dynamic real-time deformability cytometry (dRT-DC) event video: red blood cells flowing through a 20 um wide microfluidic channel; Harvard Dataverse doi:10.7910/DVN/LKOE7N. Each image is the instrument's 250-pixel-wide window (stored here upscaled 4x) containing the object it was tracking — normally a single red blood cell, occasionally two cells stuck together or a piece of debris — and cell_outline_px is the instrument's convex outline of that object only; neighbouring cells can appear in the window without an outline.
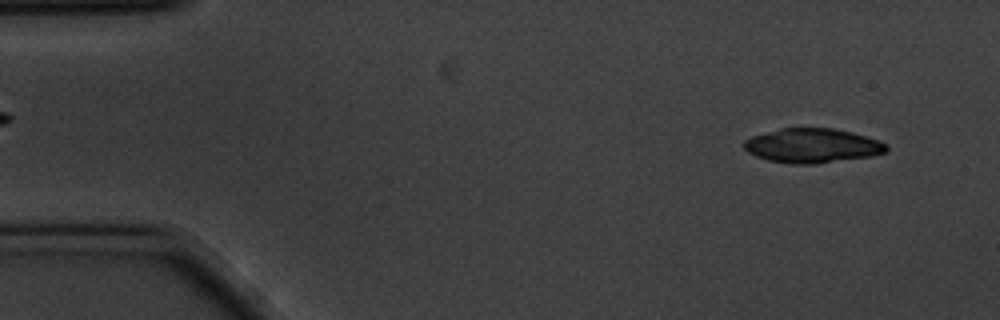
{"species": "common noctule bat (a hibernating species)", "species_latin": "Nyctalus noctula", "temperature_condition": "cold", "stored_images_in_passage": 55, "camera_frame_rate_fps": 3000, "um_per_image_px": 0.085, "animal": {"sex": "male", "body_mass_g": 20.1, "forearm_length_mm": 53.5}, "frame": {"image": 1, "passage_image": 4, "time_ms": 1.0, "image_size_px": [1000, 320], "cell_outline_px": [[888, 148], [884, 152], [872, 156], [812, 164], [792, 164], [768, 160], [756, 156], [748, 152], [744, 148], [744, 140], [752, 136], [780, 128], [832, 128], [852, 132], [880, 140]], "centroid_in_image_um": [69.03, 12.37], "position_along_channel_um": 16.0, "area_um2": 28.38}, "authors_computed_cell_mechanics": {"area_um2": 29.5936, "velocity_mm_per_s": 3.4829, "shape_relaxation_time_tau1_ms": 2.1506, "shape_relaxation_time_tau2_ms": 8.7191, "deformation_change_tau1": 0.3068, "deformation_change_tau2": 0.2287}}